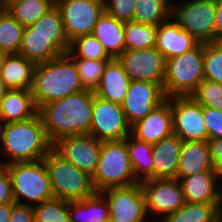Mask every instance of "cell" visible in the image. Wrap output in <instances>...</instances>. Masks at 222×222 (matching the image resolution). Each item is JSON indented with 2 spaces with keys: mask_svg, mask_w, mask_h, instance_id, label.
Here are the masks:
<instances>
[{
  "mask_svg": "<svg viewBox=\"0 0 222 222\" xmlns=\"http://www.w3.org/2000/svg\"><path fill=\"white\" fill-rule=\"evenodd\" d=\"M54 197L77 201L96 193L92 177L61 156L53 147L43 159Z\"/></svg>",
  "mask_w": 222,
  "mask_h": 222,
  "instance_id": "cell-4",
  "label": "cell"
},
{
  "mask_svg": "<svg viewBox=\"0 0 222 222\" xmlns=\"http://www.w3.org/2000/svg\"><path fill=\"white\" fill-rule=\"evenodd\" d=\"M30 27L36 35L48 38H67L61 14L56 5L31 24Z\"/></svg>",
  "mask_w": 222,
  "mask_h": 222,
  "instance_id": "cell-37",
  "label": "cell"
},
{
  "mask_svg": "<svg viewBox=\"0 0 222 222\" xmlns=\"http://www.w3.org/2000/svg\"><path fill=\"white\" fill-rule=\"evenodd\" d=\"M110 1V2H109ZM104 0L105 12L122 22L133 20L136 0Z\"/></svg>",
  "mask_w": 222,
  "mask_h": 222,
  "instance_id": "cell-40",
  "label": "cell"
},
{
  "mask_svg": "<svg viewBox=\"0 0 222 222\" xmlns=\"http://www.w3.org/2000/svg\"><path fill=\"white\" fill-rule=\"evenodd\" d=\"M101 193L108 202L110 218L123 222H144L148 213L140 183L108 188Z\"/></svg>",
  "mask_w": 222,
  "mask_h": 222,
  "instance_id": "cell-14",
  "label": "cell"
},
{
  "mask_svg": "<svg viewBox=\"0 0 222 222\" xmlns=\"http://www.w3.org/2000/svg\"><path fill=\"white\" fill-rule=\"evenodd\" d=\"M56 0H3V8L21 25L30 26L55 5Z\"/></svg>",
  "mask_w": 222,
  "mask_h": 222,
  "instance_id": "cell-30",
  "label": "cell"
},
{
  "mask_svg": "<svg viewBox=\"0 0 222 222\" xmlns=\"http://www.w3.org/2000/svg\"><path fill=\"white\" fill-rule=\"evenodd\" d=\"M183 140L172 134L153 144L154 179L176 178Z\"/></svg>",
  "mask_w": 222,
  "mask_h": 222,
  "instance_id": "cell-23",
  "label": "cell"
},
{
  "mask_svg": "<svg viewBox=\"0 0 222 222\" xmlns=\"http://www.w3.org/2000/svg\"><path fill=\"white\" fill-rule=\"evenodd\" d=\"M8 222H34L32 205L12 203V211Z\"/></svg>",
  "mask_w": 222,
  "mask_h": 222,
  "instance_id": "cell-43",
  "label": "cell"
},
{
  "mask_svg": "<svg viewBox=\"0 0 222 222\" xmlns=\"http://www.w3.org/2000/svg\"><path fill=\"white\" fill-rule=\"evenodd\" d=\"M37 114L30 90H8L0 104V119L5 123L26 121Z\"/></svg>",
  "mask_w": 222,
  "mask_h": 222,
  "instance_id": "cell-24",
  "label": "cell"
},
{
  "mask_svg": "<svg viewBox=\"0 0 222 222\" xmlns=\"http://www.w3.org/2000/svg\"><path fill=\"white\" fill-rule=\"evenodd\" d=\"M102 141L97 140L89 134L69 135L58 139L53 143V148L74 166L94 175Z\"/></svg>",
  "mask_w": 222,
  "mask_h": 222,
  "instance_id": "cell-15",
  "label": "cell"
},
{
  "mask_svg": "<svg viewBox=\"0 0 222 222\" xmlns=\"http://www.w3.org/2000/svg\"><path fill=\"white\" fill-rule=\"evenodd\" d=\"M9 89L6 87L5 83L3 82V80L0 78V104L1 101L3 100V98L5 97L6 92Z\"/></svg>",
  "mask_w": 222,
  "mask_h": 222,
  "instance_id": "cell-47",
  "label": "cell"
},
{
  "mask_svg": "<svg viewBox=\"0 0 222 222\" xmlns=\"http://www.w3.org/2000/svg\"><path fill=\"white\" fill-rule=\"evenodd\" d=\"M92 182L96 192L139 183L134 176L125 139L102 141Z\"/></svg>",
  "mask_w": 222,
  "mask_h": 222,
  "instance_id": "cell-5",
  "label": "cell"
},
{
  "mask_svg": "<svg viewBox=\"0 0 222 222\" xmlns=\"http://www.w3.org/2000/svg\"><path fill=\"white\" fill-rule=\"evenodd\" d=\"M199 42L176 21H165L157 26V39L155 47L166 58L180 56L195 48Z\"/></svg>",
  "mask_w": 222,
  "mask_h": 222,
  "instance_id": "cell-19",
  "label": "cell"
},
{
  "mask_svg": "<svg viewBox=\"0 0 222 222\" xmlns=\"http://www.w3.org/2000/svg\"><path fill=\"white\" fill-rule=\"evenodd\" d=\"M131 133L122 106L94 96L89 135L99 141L125 139Z\"/></svg>",
  "mask_w": 222,
  "mask_h": 222,
  "instance_id": "cell-11",
  "label": "cell"
},
{
  "mask_svg": "<svg viewBox=\"0 0 222 222\" xmlns=\"http://www.w3.org/2000/svg\"><path fill=\"white\" fill-rule=\"evenodd\" d=\"M8 53H6L5 51L0 50V70L4 64V61L7 57Z\"/></svg>",
  "mask_w": 222,
  "mask_h": 222,
  "instance_id": "cell-49",
  "label": "cell"
},
{
  "mask_svg": "<svg viewBox=\"0 0 222 222\" xmlns=\"http://www.w3.org/2000/svg\"><path fill=\"white\" fill-rule=\"evenodd\" d=\"M12 179L13 195L16 203L38 205L54 197L51 181L43 160L15 162L4 165ZM25 199L31 202H22Z\"/></svg>",
  "mask_w": 222,
  "mask_h": 222,
  "instance_id": "cell-7",
  "label": "cell"
},
{
  "mask_svg": "<svg viewBox=\"0 0 222 222\" xmlns=\"http://www.w3.org/2000/svg\"><path fill=\"white\" fill-rule=\"evenodd\" d=\"M131 134L149 144H156L173 134L170 97L154 108L146 117L131 126Z\"/></svg>",
  "mask_w": 222,
  "mask_h": 222,
  "instance_id": "cell-18",
  "label": "cell"
},
{
  "mask_svg": "<svg viewBox=\"0 0 222 222\" xmlns=\"http://www.w3.org/2000/svg\"><path fill=\"white\" fill-rule=\"evenodd\" d=\"M216 20H215V42L222 41V0H215Z\"/></svg>",
  "mask_w": 222,
  "mask_h": 222,
  "instance_id": "cell-45",
  "label": "cell"
},
{
  "mask_svg": "<svg viewBox=\"0 0 222 222\" xmlns=\"http://www.w3.org/2000/svg\"><path fill=\"white\" fill-rule=\"evenodd\" d=\"M131 80L163 85L166 58L156 48L125 50L117 58Z\"/></svg>",
  "mask_w": 222,
  "mask_h": 222,
  "instance_id": "cell-12",
  "label": "cell"
},
{
  "mask_svg": "<svg viewBox=\"0 0 222 222\" xmlns=\"http://www.w3.org/2000/svg\"><path fill=\"white\" fill-rule=\"evenodd\" d=\"M131 81L118 60L112 59L105 66L100 83L94 93L104 100L121 105Z\"/></svg>",
  "mask_w": 222,
  "mask_h": 222,
  "instance_id": "cell-22",
  "label": "cell"
},
{
  "mask_svg": "<svg viewBox=\"0 0 222 222\" xmlns=\"http://www.w3.org/2000/svg\"><path fill=\"white\" fill-rule=\"evenodd\" d=\"M172 18L199 43L215 42V0H186L172 5Z\"/></svg>",
  "mask_w": 222,
  "mask_h": 222,
  "instance_id": "cell-8",
  "label": "cell"
},
{
  "mask_svg": "<svg viewBox=\"0 0 222 222\" xmlns=\"http://www.w3.org/2000/svg\"><path fill=\"white\" fill-rule=\"evenodd\" d=\"M2 147L4 155L9 158L7 162L0 161V165L4 166L43 160L53 144L46 135L42 118L37 114L26 121L7 123Z\"/></svg>",
  "mask_w": 222,
  "mask_h": 222,
  "instance_id": "cell-3",
  "label": "cell"
},
{
  "mask_svg": "<svg viewBox=\"0 0 222 222\" xmlns=\"http://www.w3.org/2000/svg\"><path fill=\"white\" fill-rule=\"evenodd\" d=\"M124 39L126 50L153 48L157 39V26L133 20L125 22Z\"/></svg>",
  "mask_w": 222,
  "mask_h": 222,
  "instance_id": "cell-32",
  "label": "cell"
},
{
  "mask_svg": "<svg viewBox=\"0 0 222 222\" xmlns=\"http://www.w3.org/2000/svg\"><path fill=\"white\" fill-rule=\"evenodd\" d=\"M67 54L71 58L112 60L101 42L93 34L81 35L70 41Z\"/></svg>",
  "mask_w": 222,
  "mask_h": 222,
  "instance_id": "cell-34",
  "label": "cell"
},
{
  "mask_svg": "<svg viewBox=\"0 0 222 222\" xmlns=\"http://www.w3.org/2000/svg\"><path fill=\"white\" fill-rule=\"evenodd\" d=\"M204 79L222 83V43H204Z\"/></svg>",
  "mask_w": 222,
  "mask_h": 222,
  "instance_id": "cell-38",
  "label": "cell"
},
{
  "mask_svg": "<svg viewBox=\"0 0 222 222\" xmlns=\"http://www.w3.org/2000/svg\"><path fill=\"white\" fill-rule=\"evenodd\" d=\"M3 9V0H0V11Z\"/></svg>",
  "mask_w": 222,
  "mask_h": 222,
  "instance_id": "cell-51",
  "label": "cell"
},
{
  "mask_svg": "<svg viewBox=\"0 0 222 222\" xmlns=\"http://www.w3.org/2000/svg\"><path fill=\"white\" fill-rule=\"evenodd\" d=\"M173 134L183 141H208L203 106L192 96L170 97Z\"/></svg>",
  "mask_w": 222,
  "mask_h": 222,
  "instance_id": "cell-10",
  "label": "cell"
},
{
  "mask_svg": "<svg viewBox=\"0 0 222 222\" xmlns=\"http://www.w3.org/2000/svg\"><path fill=\"white\" fill-rule=\"evenodd\" d=\"M125 141L127 143L129 158L135 179L139 183L147 179H154L152 144L137 139L131 133L125 138ZM141 174L142 176H140Z\"/></svg>",
  "mask_w": 222,
  "mask_h": 222,
  "instance_id": "cell-28",
  "label": "cell"
},
{
  "mask_svg": "<svg viewBox=\"0 0 222 222\" xmlns=\"http://www.w3.org/2000/svg\"><path fill=\"white\" fill-rule=\"evenodd\" d=\"M107 222H123V221H119L118 219L109 218Z\"/></svg>",
  "mask_w": 222,
  "mask_h": 222,
  "instance_id": "cell-50",
  "label": "cell"
},
{
  "mask_svg": "<svg viewBox=\"0 0 222 222\" xmlns=\"http://www.w3.org/2000/svg\"><path fill=\"white\" fill-rule=\"evenodd\" d=\"M6 126H7V123L3 122V120L0 119V142H1V146L3 145V141H4Z\"/></svg>",
  "mask_w": 222,
  "mask_h": 222,
  "instance_id": "cell-48",
  "label": "cell"
},
{
  "mask_svg": "<svg viewBox=\"0 0 222 222\" xmlns=\"http://www.w3.org/2000/svg\"><path fill=\"white\" fill-rule=\"evenodd\" d=\"M68 38H48L33 33L30 26H25L19 53L34 64L50 61L69 51Z\"/></svg>",
  "mask_w": 222,
  "mask_h": 222,
  "instance_id": "cell-17",
  "label": "cell"
},
{
  "mask_svg": "<svg viewBox=\"0 0 222 222\" xmlns=\"http://www.w3.org/2000/svg\"><path fill=\"white\" fill-rule=\"evenodd\" d=\"M23 30L24 26L3 8L0 11V50L18 54Z\"/></svg>",
  "mask_w": 222,
  "mask_h": 222,
  "instance_id": "cell-33",
  "label": "cell"
},
{
  "mask_svg": "<svg viewBox=\"0 0 222 222\" xmlns=\"http://www.w3.org/2000/svg\"><path fill=\"white\" fill-rule=\"evenodd\" d=\"M82 90L77 67L67 53L35 64L31 92L37 109Z\"/></svg>",
  "mask_w": 222,
  "mask_h": 222,
  "instance_id": "cell-2",
  "label": "cell"
},
{
  "mask_svg": "<svg viewBox=\"0 0 222 222\" xmlns=\"http://www.w3.org/2000/svg\"><path fill=\"white\" fill-rule=\"evenodd\" d=\"M64 31L69 41L92 34L98 19L105 12L104 0H56Z\"/></svg>",
  "mask_w": 222,
  "mask_h": 222,
  "instance_id": "cell-9",
  "label": "cell"
},
{
  "mask_svg": "<svg viewBox=\"0 0 222 222\" xmlns=\"http://www.w3.org/2000/svg\"><path fill=\"white\" fill-rule=\"evenodd\" d=\"M216 171L207 141H183L177 167V179L203 172Z\"/></svg>",
  "mask_w": 222,
  "mask_h": 222,
  "instance_id": "cell-21",
  "label": "cell"
},
{
  "mask_svg": "<svg viewBox=\"0 0 222 222\" xmlns=\"http://www.w3.org/2000/svg\"><path fill=\"white\" fill-rule=\"evenodd\" d=\"M124 26L125 22L119 21L104 12L94 27L92 34L101 42L112 59H116L126 50Z\"/></svg>",
  "mask_w": 222,
  "mask_h": 222,
  "instance_id": "cell-26",
  "label": "cell"
},
{
  "mask_svg": "<svg viewBox=\"0 0 222 222\" xmlns=\"http://www.w3.org/2000/svg\"><path fill=\"white\" fill-rule=\"evenodd\" d=\"M222 203H189L169 214L164 222H219Z\"/></svg>",
  "mask_w": 222,
  "mask_h": 222,
  "instance_id": "cell-29",
  "label": "cell"
},
{
  "mask_svg": "<svg viewBox=\"0 0 222 222\" xmlns=\"http://www.w3.org/2000/svg\"><path fill=\"white\" fill-rule=\"evenodd\" d=\"M12 211V203L0 204V222H8Z\"/></svg>",
  "mask_w": 222,
  "mask_h": 222,
  "instance_id": "cell-46",
  "label": "cell"
},
{
  "mask_svg": "<svg viewBox=\"0 0 222 222\" xmlns=\"http://www.w3.org/2000/svg\"><path fill=\"white\" fill-rule=\"evenodd\" d=\"M11 176L5 166L0 165V204L14 203Z\"/></svg>",
  "mask_w": 222,
  "mask_h": 222,
  "instance_id": "cell-42",
  "label": "cell"
},
{
  "mask_svg": "<svg viewBox=\"0 0 222 222\" xmlns=\"http://www.w3.org/2000/svg\"><path fill=\"white\" fill-rule=\"evenodd\" d=\"M77 67L80 82L84 89L95 91L100 83L105 66L111 60L72 58Z\"/></svg>",
  "mask_w": 222,
  "mask_h": 222,
  "instance_id": "cell-36",
  "label": "cell"
},
{
  "mask_svg": "<svg viewBox=\"0 0 222 222\" xmlns=\"http://www.w3.org/2000/svg\"><path fill=\"white\" fill-rule=\"evenodd\" d=\"M172 17L169 0H136L133 21L158 26Z\"/></svg>",
  "mask_w": 222,
  "mask_h": 222,
  "instance_id": "cell-31",
  "label": "cell"
},
{
  "mask_svg": "<svg viewBox=\"0 0 222 222\" xmlns=\"http://www.w3.org/2000/svg\"><path fill=\"white\" fill-rule=\"evenodd\" d=\"M221 176L216 171H203L183 179L181 183L185 202L222 203V191L216 189V181Z\"/></svg>",
  "mask_w": 222,
  "mask_h": 222,
  "instance_id": "cell-20",
  "label": "cell"
},
{
  "mask_svg": "<svg viewBox=\"0 0 222 222\" xmlns=\"http://www.w3.org/2000/svg\"><path fill=\"white\" fill-rule=\"evenodd\" d=\"M34 222H70L68 201L53 197L33 205Z\"/></svg>",
  "mask_w": 222,
  "mask_h": 222,
  "instance_id": "cell-35",
  "label": "cell"
},
{
  "mask_svg": "<svg viewBox=\"0 0 222 222\" xmlns=\"http://www.w3.org/2000/svg\"><path fill=\"white\" fill-rule=\"evenodd\" d=\"M166 99L160 84L132 80L121 106L128 124L132 126Z\"/></svg>",
  "mask_w": 222,
  "mask_h": 222,
  "instance_id": "cell-16",
  "label": "cell"
},
{
  "mask_svg": "<svg viewBox=\"0 0 222 222\" xmlns=\"http://www.w3.org/2000/svg\"><path fill=\"white\" fill-rule=\"evenodd\" d=\"M70 222H107L109 205L101 192L77 201H68Z\"/></svg>",
  "mask_w": 222,
  "mask_h": 222,
  "instance_id": "cell-27",
  "label": "cell"
},
{
  "mask_svg": "<svg viewBox=\"0 0 222 222\" xmlns=\"http://www.w3.org/2000/svg\"><path fill=\"white\" fill-rule=\"evenodd\" d=\"M140 185L145 195L146 212L150 210L163 219L186 203L177 178L147 179Z\"/></svg>",
  "mask_w": 222,
  "mask_h": 222,
  "instance_id": "cell-13",
  "label": "cell"
},
{
  "mask_svg": "<svg viewBox=\"0 0 222 222\" xmlns=\"http://www.w3.org/2000/svg\"><path fill=\"white\" fill-rule=\"evenodd\" d=\"M191 96L203 107L222 111V83L204 79Z\"/></svg>",
  "mask_w": 222,
  "mask_h": 222,
  "instance_id": "cell-39",
  "label": "cell"
},
{
  "mask_svg": "<svg viewBox=\"0 0 222 222\" xmlns=\"http://www.w3.org/2000/svg\"><path fill=\"white\" fill-rule=\"evenodd\" d=\"M204 43L180 56L166 59L163 91L165 96H191L204 80Z\"/></svg>",
  "mask_w": 222,
  "mask_h": 222,
  "instance_id": "cell-6",
  "label": "cell"
},
{
  "mask_svg": "<svg viewBox=\"0 0 222 222\" xmlns=\"http://www.w3.org/2000/svg\"><path fill=\"white\" fill-rule=\"evenodd\" d=\"M210 157L214 169L222 178V138L208 140Z\"/></svg>",
  "mask_w": 222,
  "mask_h": 222,
  "instance_id": "cell-44",
  "label": "cell"
},
{
  "mask_svg": "<svg viewBox=\"0 0 222 222\" xmlns=\"http://www.w3.org/2000/svg\"><path fill=\"white\" fill-rule=\"evenodd\" d=\"M35 64L20 54H8L0 70V78L9 90H30Z\"/></svg>",
  "mask_w": 222,
  "mask_h": 222,
  "instance_id": "cell-25",
  "label": "cell"
},
{
  "mask_svg": "<svg viewBox=\"0 0 222 222\" xmlns=\"http://www.w3.org/2000/svg\"><path fill=\"white\" fill-rule=\"evenodd\" d=\"M94 96V91L85 89L46 103L38 109L52 144L65 136L89 134Z\"/></svg>",
  "mask_w": 222,
  "mask_h": 222,
  "instance_id": "cell-1",
  "label": "cell"
},
{
  "mask_svg": "<svg viewBox=\"0 0 222 222\" xmlns=\"http://www.w3.org/2000/svg\"><path fill=\"white\" fill-rule=\"evenodd\" d=\"M203 117L208 132V140L222 138V111L203 107Z\"/></svg>",
  "mask_w": 222,
  "mask_h": 222,
  "instance_id": "cell-41",
  "label": "cell"
}]
</instances>
